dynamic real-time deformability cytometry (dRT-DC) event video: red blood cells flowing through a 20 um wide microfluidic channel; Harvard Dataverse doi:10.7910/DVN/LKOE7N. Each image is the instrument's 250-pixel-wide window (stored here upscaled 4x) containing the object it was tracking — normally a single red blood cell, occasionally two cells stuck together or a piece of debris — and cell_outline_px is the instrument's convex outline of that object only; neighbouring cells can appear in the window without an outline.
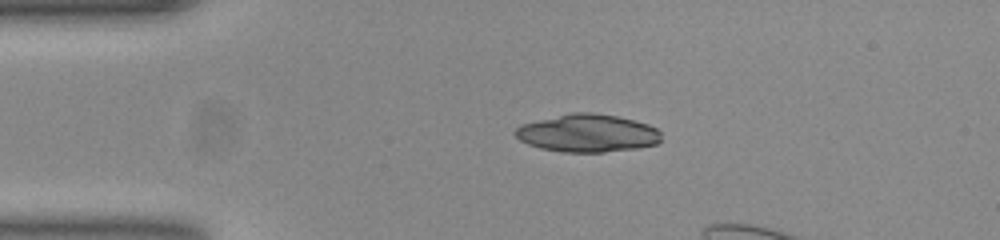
{"species": "common noctule bat (a hibernating species)", "species_latin": "Nyctalus noctula", "temperature_condition": "room temperature", "stored_images_in_passage": 6, "camera_frame_rate_fps": 3000, "um_per_image_px": 0.085, "animal": {"sex": "female", "body_mass_g": 23.0, "forearm_length_mm": 53.4}, "frame": {"image": 1, "passage_image": 1, "time_ms": 0.0, "image_size_px": [1000, 240], "cell_outline_px": [[660, 140], [656, 144], [636, 148], [604, 152], [564, 152], [540, 148], [528, 144], [520, 140], [512, 132], [520, 124], [572, 112], [592, 112], [616, 116], [648, 124], [656, 128], [660, 132]], "centroid_in_image_um": [49.9, 11.32], "position_along_channel_um": 35.1, "area_um2": 32.08}}